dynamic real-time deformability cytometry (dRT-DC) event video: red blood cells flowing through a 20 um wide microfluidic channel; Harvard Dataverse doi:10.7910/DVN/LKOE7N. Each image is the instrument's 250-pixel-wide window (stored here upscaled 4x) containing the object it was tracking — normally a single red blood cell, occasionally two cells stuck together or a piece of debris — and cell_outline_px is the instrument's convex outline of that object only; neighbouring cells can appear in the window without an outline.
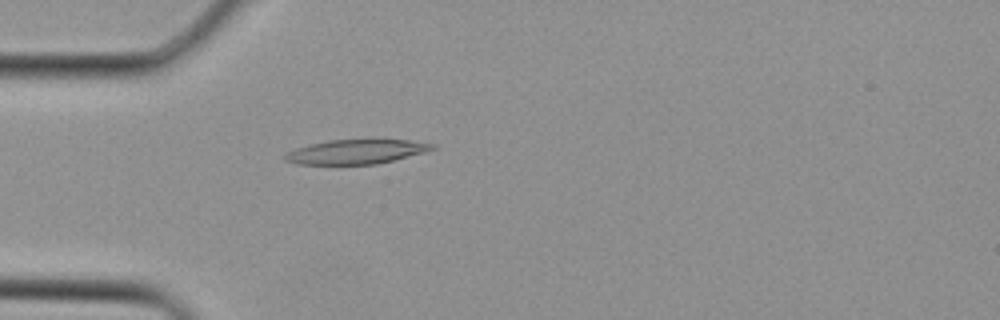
{"species": "Egyptian fruit bat (a non-hibernating species)", "species_latin": "Rousettus aegyptiacus", "temperature_condition": "cold", "stored_images_in_passage": 2, "camera_frame_rate_fps": 3000, "um_per_image_px": 0.085, "animal": {"sex": "female"}, "frame": {"image": 1, "passage_image": 2, "time_ms": 0.333, "image_size_px": [1000, 320], "cell_outline_px": [[436, 148], [424, 152], [376, 164], [296, 164], [284, 160], [284, 156], [288, 152], [296, 148], [308, 144], [328, 140], [408, 140], [436, 144]], "centroid_in_image_um": [30.24, 12.89], "position_along_channel_um": 54.8, "area_um2": 20.69}}